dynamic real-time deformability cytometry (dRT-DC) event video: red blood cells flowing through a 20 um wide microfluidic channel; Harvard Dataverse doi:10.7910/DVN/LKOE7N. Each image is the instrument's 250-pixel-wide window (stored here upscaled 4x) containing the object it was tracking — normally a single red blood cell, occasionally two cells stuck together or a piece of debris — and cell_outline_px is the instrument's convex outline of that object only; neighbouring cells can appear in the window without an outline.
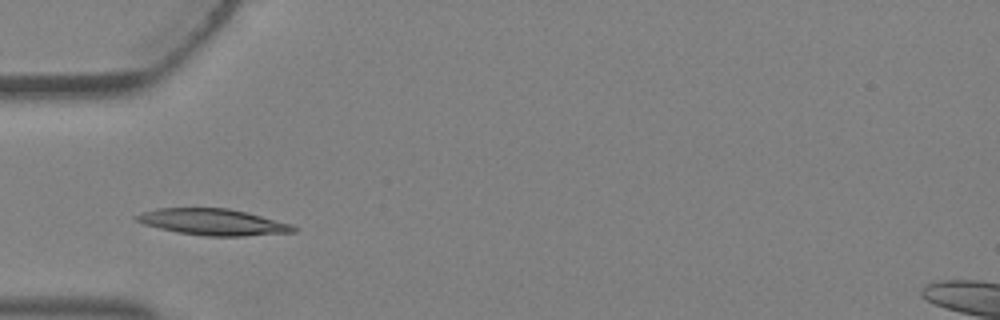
{"species": "Egyptian fruit bat (a non-hibernating species)", "species_latin": "Rousettus aegyptiacus", "temperature_condition": "warm", "stored_images_in_passage": 2, "camera_frame_rate_fps": 3000, "um_per_image_px": 0.085, "animal": {"sex": "female"}, "frame": {"image": 1, "passage_image": 2, "time_ms": 0.333, "image_size_px": [1000, 320], "cell_outline_px": [[300, 228], [296, 232], [244, 236], [204, 236], [176, 232], [144, 224], [136, 220], [132, 216], [156, 208], [228, 208], [292, 224]], "centroid_in_image_um": [18.12, 18.88], "position_along_channel_um": 66.9, "area_um2": 24.04}}